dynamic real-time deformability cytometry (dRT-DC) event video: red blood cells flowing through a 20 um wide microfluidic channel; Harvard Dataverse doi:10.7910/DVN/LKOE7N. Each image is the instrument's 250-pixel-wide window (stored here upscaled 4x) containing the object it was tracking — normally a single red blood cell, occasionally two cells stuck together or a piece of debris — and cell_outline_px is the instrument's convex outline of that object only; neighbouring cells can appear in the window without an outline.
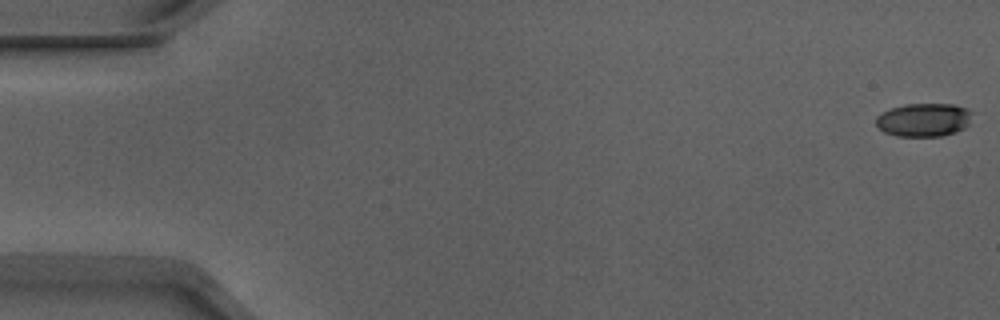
{"species": "Egyptian fruit bat (a non-hibernating species)", "species_latin": "Rousettus aegyptiacus", "temperature_condition": "warm", "stored_images_in_passage": 53, "camera_frame_rate_fps": 3000, "um_per_image_px": 0.085, "animal": {"sex": "male"}, "frame": {"image": 1, "passage_image": 1, "time_ms": 0.0, "image_size_px": [1000, 320], "cell_outline_px": [[972, 112], [968, 124], [964, 128], [956, 132], [944, 136], [896, 136], [884, 132], [876, 124], [876, 116], [892, 108], [904, 104], [956, 104], [968, 108]], "centroid_in_image_um": [78.55, 10.18], "position_along_channel_um": 6.5, "area_um2": 18.79}}
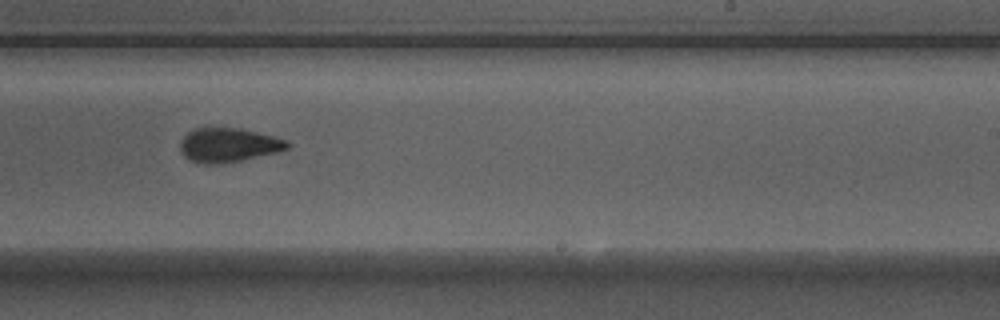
{"frame": {"image": 2, "passage_image": 33, "time_ms": 10.667, "image_size_px": [1000, 320], "cell_outline_px": [[292, 144], [288, 148], [276, 152], [240, 160], [220, 164], [208, 164], [188, 160], [180, 152], [180, 140], [192, 128], [208, 124], [240, 128], [272, 136], [284, 140]], "centroid_in_image_um": [19.32, 12.28], "position_along_channel_um": 269.7, "area_um2": 21.85}}
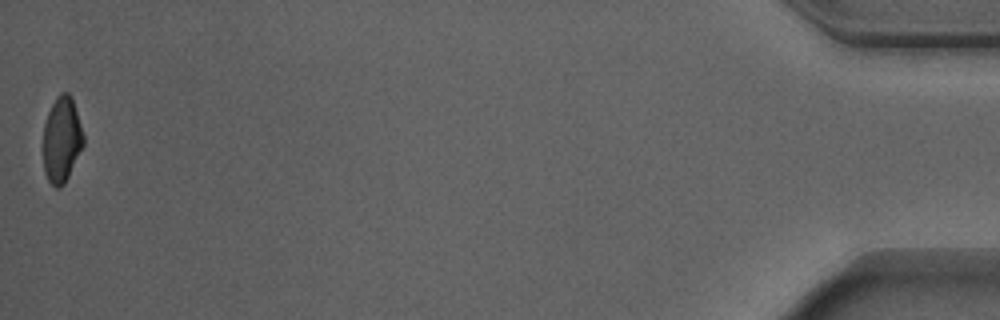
{"frame": {"image": 3, "passage_image": 53, "time_ms": 17.333, "image_size_px": [1000, 320], "cell_outline_px": [[84, 144], [64, 184], [60, 188], [56, 188], [48, 180], [44, 172], [44, 124], [48, 112], [56, 96], [60, 92], [68, 92], [72, 96], [84, 136]], "centroid_in_image_um": [5.25, 11.84], "position_along_channel_um": 430.0, "area_um2": 20.0}, "authors_computed_cell_mechanics": {"area_um2": 21.2704, "velocity_mm_per_s": 3.9174, "shape_relaxation_time_tau1_ms": 3.335, "shape_relaxation_time_tau2_ms": 2.462, "deformation_change_tau1": 0.1326, "deformation_change_tau2": 0.0792}}